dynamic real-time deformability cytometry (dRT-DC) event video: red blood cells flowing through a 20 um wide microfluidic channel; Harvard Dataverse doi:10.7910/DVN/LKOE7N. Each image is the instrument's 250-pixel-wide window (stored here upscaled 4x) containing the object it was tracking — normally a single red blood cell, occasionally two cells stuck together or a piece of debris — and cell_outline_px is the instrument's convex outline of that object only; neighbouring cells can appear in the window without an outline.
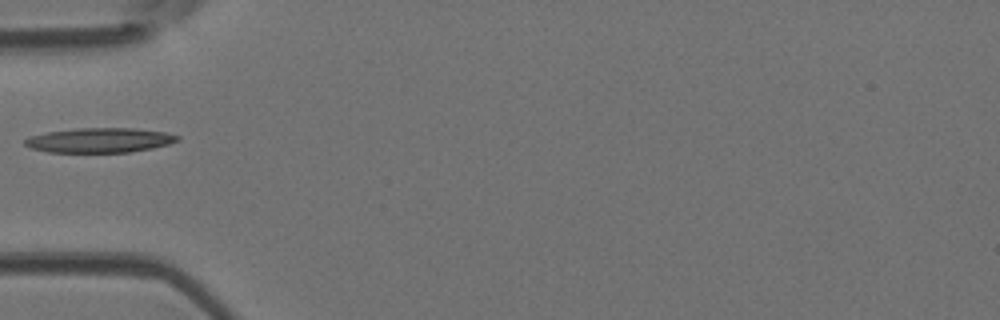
{"species": "Egyptian fruit bat (a non-hibernating species)", "species_latin": "Rousettus aegyptiacus", "temperature_condition": "room temperature", "stored_images_in_passage": 2, "camera_frame_rate_fps": 3000, "um_per_image_px": 0.085, "animal": {"sex": "female"}, "frame": {"image": 1, "passage_image": 1, "time_ms": 0.0, "image_size_px": [1000, 320], "cell_outline_px": [[180, 140], [168, 144], [152, 148], [128, 152], [48, 152], [32, 148], [24, 144], [24, 140], [28, 136], [48, 132], [76, 128], [132, 128], [164, 132], [180, 136]], "centroid_in_image_um": [8.46, 11.91], "position_along_channel_um": 76.5, "area_um2": 21.85}}
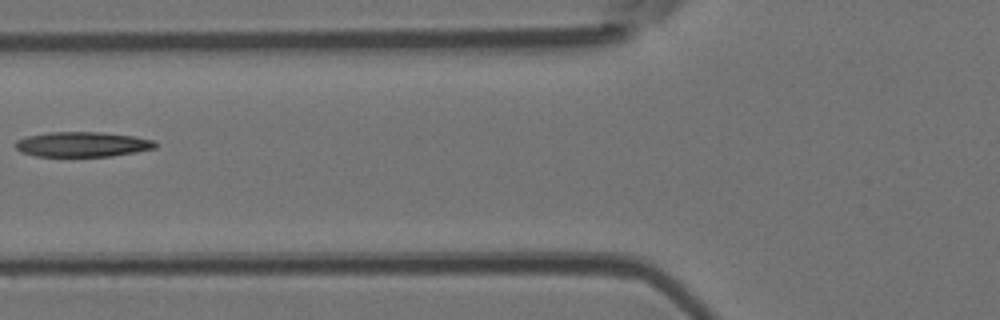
{"frame": {"image": 2, "passage_image": 2, "time_ms": 0.333, "image_size_px": [1000, 320], "cell_outline_px": [[156, 148], [136, 152], [112, 156], [36, 156], [20, 152], [16, 148], [16, 140], [28, 136], [48, 132], [100, 132], [136, 136], [152, 140], [156, 144]], "centroid_in_image_um": [7.0, 12.27], "position_along_channel_um": 118.8, "area_um2": 20.35}}